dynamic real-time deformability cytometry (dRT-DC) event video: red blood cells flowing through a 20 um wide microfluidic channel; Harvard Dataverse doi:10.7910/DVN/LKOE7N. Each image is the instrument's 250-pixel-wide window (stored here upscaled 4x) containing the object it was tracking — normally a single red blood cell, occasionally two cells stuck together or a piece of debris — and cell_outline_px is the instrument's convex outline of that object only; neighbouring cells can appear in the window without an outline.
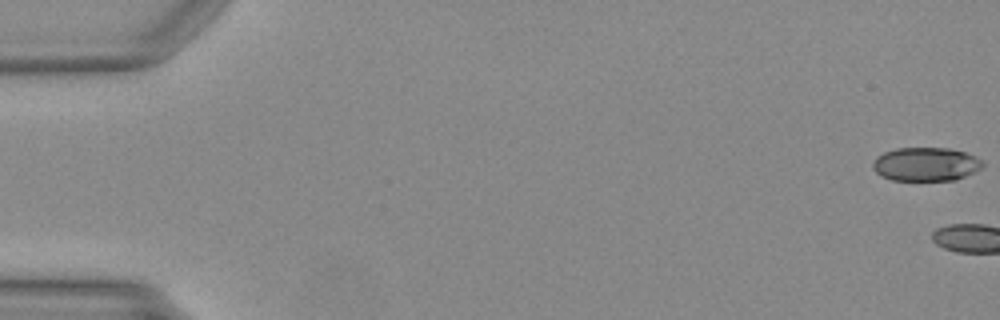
{"species": "Egyptian fruit bat (a non-hibernating species)", "species_latin": "Rousettus aegyptiacus", "temperature_condition": "warm", "stored_images_in_passage": 4, "camera_frame_rate_fps": 3000, "um_per_image_px": 0.085, "animal": {"sex": "female"}, "frame": {"image": 1, "passage_image": 1, "time_ms": 0.0, "image_size_px": [1000, 320], "cell_outline_px": [[984, 164], [980, 168], [956, 180], [892, 180], [880, 176], [872, 168], [872, 164], [876, 156], [884, 152], [896, 148], [948, 148], [964, 152], [980, 160]], "centroid_in_image_um": [78.63, 13.96], "position_along_channel_um": 6.4, "area_um2": 21.39}}